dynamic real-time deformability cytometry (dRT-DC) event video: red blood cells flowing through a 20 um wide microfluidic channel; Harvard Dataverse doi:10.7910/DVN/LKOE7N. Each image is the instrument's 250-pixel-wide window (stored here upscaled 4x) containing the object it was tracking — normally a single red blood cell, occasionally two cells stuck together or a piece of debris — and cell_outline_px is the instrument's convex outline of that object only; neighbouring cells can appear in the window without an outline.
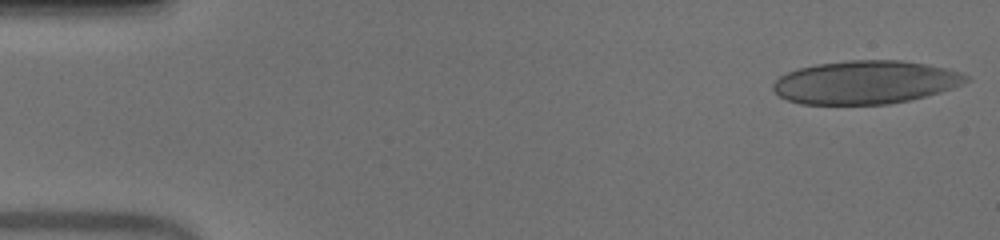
{"species": "human", "species_latin": "Homo sapiens", "temperature_condition": "warm", "stored_images_in_passage": 50, "camera_frame_rate_fps": 3000, "um_per_image_px": 0.085, "donor": {"sex": "male"}, "frame": {"image": 1, "passage_image": 1, "time_ms": 0.0, "image_size_px": [1000, 240], "cell_outline_px": [[968, 80], [952, 88], [940, 92], [908, 100], [888, 104], [800, 104], [788, 100], [780, 96], [772, 88], [772, 84], [780, 76], [788, 72], [800, 68], [816, 64], [852, 60], [900, 60], [924, 64], [944, 68], [960, 72], [968, 76]], "centroid_in_image_um": [73.53, 7.0], "position_along_channel_um": 11.5, "area_um2": 48.21}}
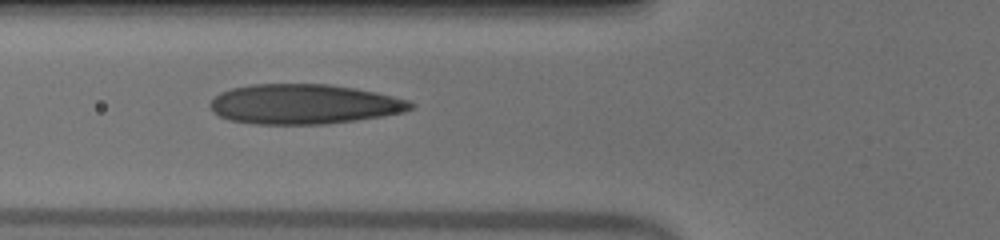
{"frame": {"image": 2, "passage_image": 18, "time_ms": 5.667, "image_size_px": [1000, 240], "cell_outline_px": [[416, 104], [412, 108], [404, 112], [356, 120], [328, 124], [252, 124], [228, 120], [212, 112], [208, 104], [220, 92], [232, 88], [252, 84], [328, 84], [356, 88], [376, 92], [408, 100]], "centroid_in_image_um": [25.81, 8.85], "position_along_channel_um": 100.0, "area_um2": 46.76}}
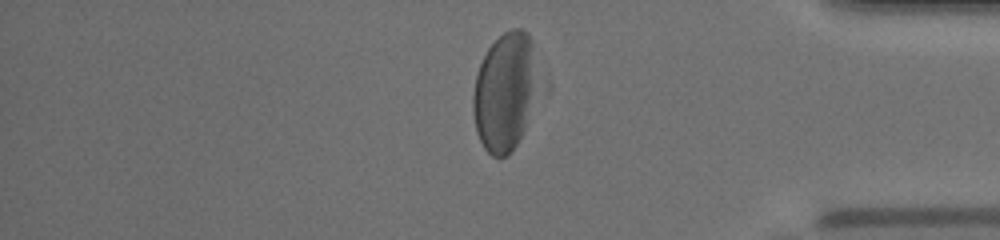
{"frame": {"image": 3, "passage_image": 42, "time_ms": 13.667, "image_size_px": [1000, 240], "cell_outline_px": [[552, 84], [548, 92], [516, 144], [508, 156], [492, 156], [484, 148], [476, 132], [472, 108], [472, 96], [476, 76], [480, 64], [488, 48], [504, 32], [512, 28], [520, 28], [528, 32]], "centroid_in_image_um": [43.18, 7.75], "position_along_channel_um": 392.0, "area_um2": 49.36}, "authors_computed_cell_mechanics": {"area_um2": 47.5983, "velocity_mm_per_s": 3.9355, "shape_relaxation_time_tau1_ms": 4.3398, "shape_relaxation_time_tau2_ms": 1.0148, "deformation_change_tau1": 0.18, "deformation_change_tau2": 0.0993}}